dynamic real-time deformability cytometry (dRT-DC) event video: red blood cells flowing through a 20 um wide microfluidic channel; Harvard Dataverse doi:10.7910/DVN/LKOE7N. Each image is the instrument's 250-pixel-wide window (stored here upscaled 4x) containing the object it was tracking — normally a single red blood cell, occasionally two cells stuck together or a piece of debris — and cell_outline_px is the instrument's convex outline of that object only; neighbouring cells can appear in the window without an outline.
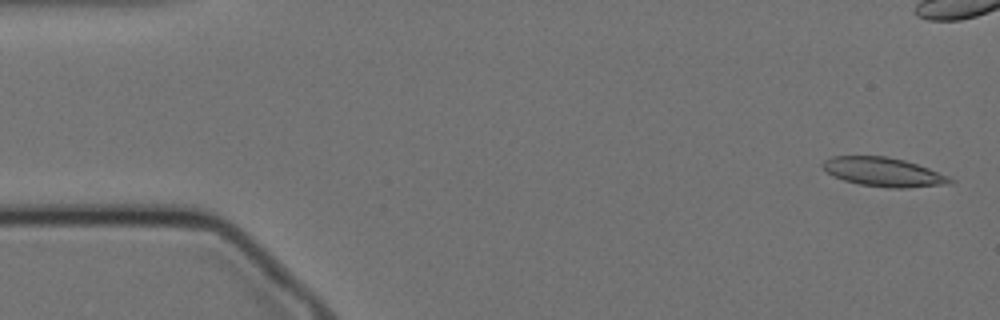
{"species": "Egyptian fruit bat (a non-hibernating species)", "species_latin": "Rousettus aegyptiacus", "temperature_condition": "cold", "stored_images_in_passage": 12, "camera_frame_rate_fps": 3000, "um_per_image_px": 0.085, "animal": {"sex": "female"}, "frame": {"image": 1, "passage_image": 2, "time_ms": 0.333, "image_size_px": [1000, 320], "cell_outline_px": [[956, 180], [952, 184], [904, 188], [888, 188], [860, 184], [844, 180], [832, 176], [820, 164], [824, 160], [832, 156], [888, 156], [904, 160], [928, 168], [948, 176]], "centroid_in_image_um": [75.11, 14.62], "position_along_channel_um": 9.9, "area_um2": 21.56}}